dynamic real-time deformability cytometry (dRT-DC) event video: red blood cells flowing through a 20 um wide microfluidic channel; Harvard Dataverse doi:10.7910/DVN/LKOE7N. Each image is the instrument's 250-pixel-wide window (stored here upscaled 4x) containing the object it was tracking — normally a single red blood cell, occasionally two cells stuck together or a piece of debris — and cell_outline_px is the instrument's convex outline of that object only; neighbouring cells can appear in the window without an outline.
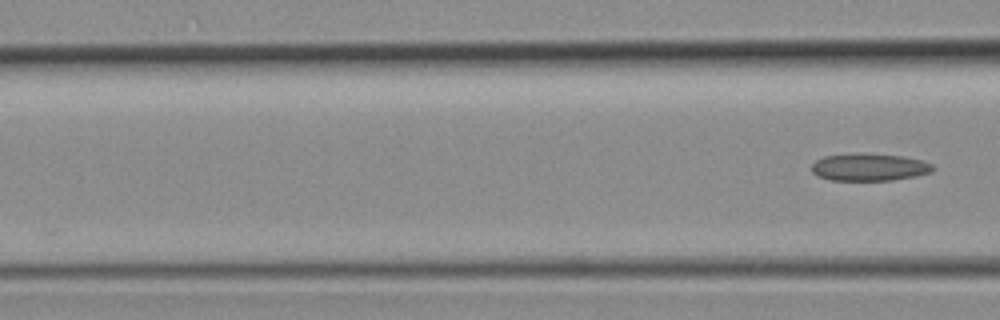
{"species": "common noctule bat (a hibernating species)", "species_latin": "Nyctalus noctula", "temperature_condition": "room temperature", "stored_images_in_passage": 3, "camera_frame_rate_fps": 3000, "um_per_image_px": 0.085, "animal": {"sex": "female", "body_mass_g": 19.3, "forearm_length_mm": 54.1}, "frame": {"image": 1, "passage_image": 3, "time_ms": 0.667, "image_size_px": [1000, 320], "cell_outline_px": [[936, 168], [932, 172], [916, 176], [892, 180], [828, 180], [816, 176], [812, 172], [812, 164], [816, 160], [824, 156], [904, 156], [920, 160], [932, 164]], "centroid_in_image_um": [73.91, 14.26], "position_along_channel_um": 92.7, "area_um2": 18.5}}